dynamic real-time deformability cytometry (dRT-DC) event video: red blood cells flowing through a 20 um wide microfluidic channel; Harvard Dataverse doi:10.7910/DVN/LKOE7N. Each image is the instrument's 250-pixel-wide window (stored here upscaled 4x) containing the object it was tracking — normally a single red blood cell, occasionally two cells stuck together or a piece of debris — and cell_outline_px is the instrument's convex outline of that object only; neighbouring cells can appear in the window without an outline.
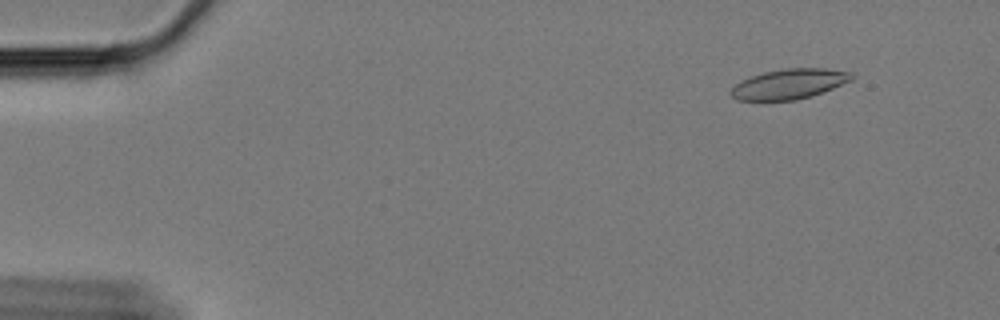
{"species": "Egyptian fruit bat (a non-hibernating species)", "species_latin": "Rousettus aegyptiacus", "temperature_condition": "cold", "stored_images_in_passage": 60, "camera_frame_rate_fps": 3000, "um_per_image_px": 0.085, "animal": {"sex": "female"}, "frame": {"image": 1, "passage_image": 6, "time_ms": 1.667, "image_size_px": [1000, 320], "cell_outline_px": [[856, 76], [852, 80], [812, 96], [796, 100], [736, 100], [728, 92], [740, 80], [748, 76], [764, 72], [784, 68], [824, 68], [852, 72]], "centroid_in_image_um": [67.07, 7.13], "position_along_channel_um": 17.9, "area_um2": 21.33}}
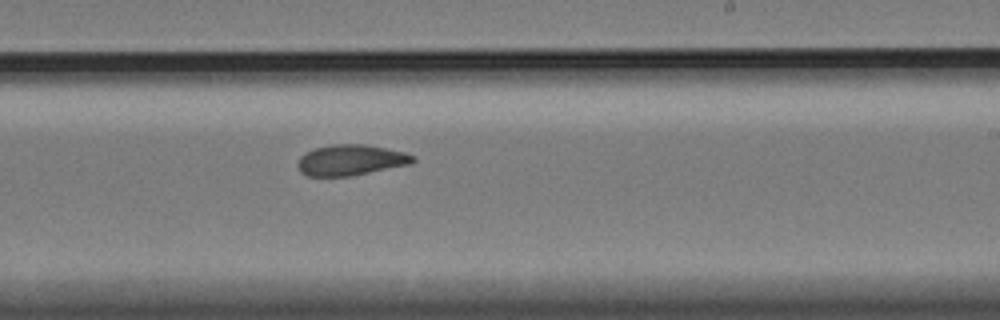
{"frame": {"image": 2, "passage_image": 37, "time_ms": 12.0, "image_size_px": [1000, 320], "cell_outline_px": [[416, 160], [412, 164], [352, 176], [308, 176], [300, 172], [296, 164], [300, 156], [316, 148], [332, 144], [364, 144], [404, 152], [416, 156]], "centroid_in_image_um": [29.83, 13.61], "position_along_channel_um": 259.2, "area_um2": 20.75}}
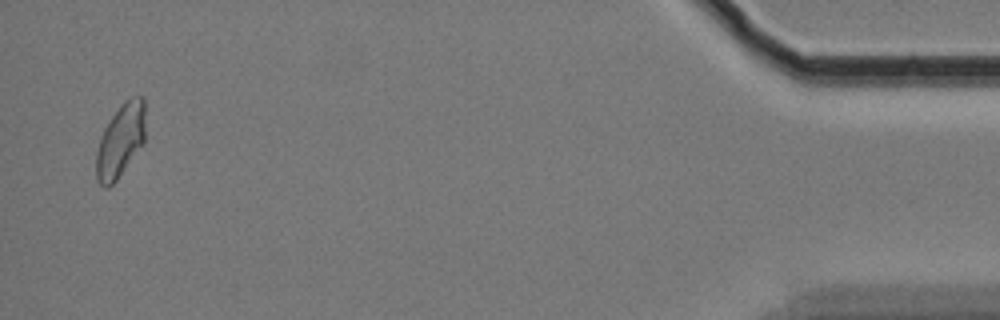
{"frame": {"image": 3, "passage_image": 59, "time_ms": 19.333, "image_size_px": [1000, 320], "cell_outline_px": [[144, 144], [116, 180], [108, 188], [104, 188], [96, 180], [96, 152], [104, 128], [108, 120], [124, 100], [132, 96], [144, 96]], "centroid_in_image_um": [10.24, 11.95], "position_along_channel_um": 425.0, "area_um2": 21.1}, "authors_computed_cell_mechanics": {"area_um2": 21.1548, "velocity_mm_per_s": 3.3243, "shape_relaxation_time_tau1_ms": null, "shape_relaxation_time_tau2_ms": 3.3604, "deformation_change_tau1": null, "deformation_change_tau2": 0.0823}}